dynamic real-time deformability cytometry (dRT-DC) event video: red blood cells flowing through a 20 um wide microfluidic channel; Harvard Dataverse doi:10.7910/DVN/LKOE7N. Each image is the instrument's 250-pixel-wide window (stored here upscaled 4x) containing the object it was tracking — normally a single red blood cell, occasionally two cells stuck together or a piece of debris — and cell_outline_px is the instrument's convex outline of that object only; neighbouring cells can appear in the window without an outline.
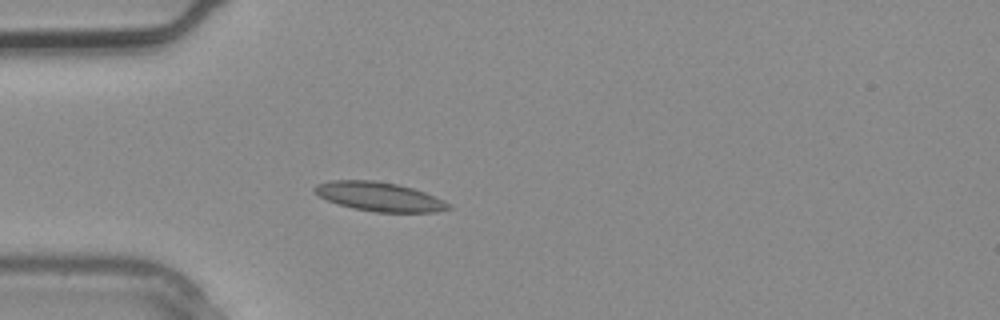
{"species": "common noctule bat (a hibernating species)", "species_latin": "Nyctalus noctula", "temperature_condition": "warm", "stored_images_in_passage": 1, "camera_frame_rate_fps": 3000, "um_per_image_px": 0.085, "animal": {"sex": "male", "body_mass_g": 20.4}, "frame": {"image": 1, "passage_image": 1, "time_ms": 0.0, "image_size_px": [1000, 320], "cell_outline_px": [[452, 208], [436, 212], [376, 212], [352, 208], [328, 200], [320, 196], [312, 188], [316, 184], [332, 180], [376, 180], [396, 184], [412, 188], [424, 192], [444, 200], [452, 204]], "centroid_in_image_um": [32.27, 16.71], "position_along_channel_um": 52.7, "area_um2": 22.6}}